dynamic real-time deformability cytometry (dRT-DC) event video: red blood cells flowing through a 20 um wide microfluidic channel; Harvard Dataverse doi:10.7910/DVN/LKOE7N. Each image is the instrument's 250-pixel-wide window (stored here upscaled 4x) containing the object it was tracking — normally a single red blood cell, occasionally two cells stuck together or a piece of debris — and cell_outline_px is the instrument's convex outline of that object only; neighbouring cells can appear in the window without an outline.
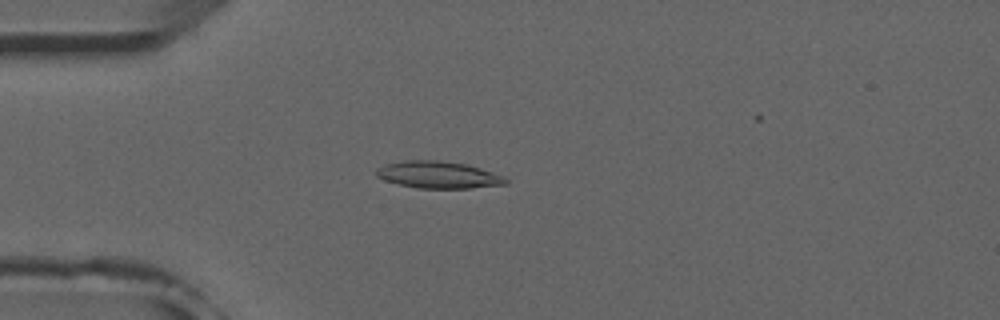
{"species": "common noctule bat (a hibernating species)", "species_latin": "Nyctalus noctula", "temperature_condition": "room temperature", "stored_images_in_passage": 47, "camera_frame_rate_fps": 3000, "um_per_image_px": 0.085, "animal": {"sex": "male", "forearm_length_mm": 52.5}, "frame": {"image": 1, "passage_image": 13, "time_ms": 4.0, "image_size_px": [1000, 320], "cell_outline_px": [[508, 184], [468, 188], [420, 188], [400, 184], [384, 180], [376, 176], [376, 168], [384, 164], [404, 160], [436, 160], [468, 164], [504, 176], [508, 180]], "centroid_in_image_um": [37.25, 14.85], "position_along_channel_um": 47.8, "area_um2": 20.35}}
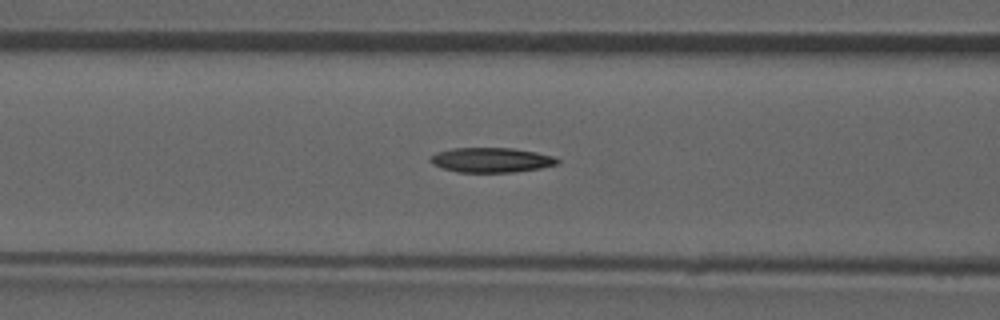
{"frame": {"image": 2, "passage_image": 20, "time_ms": 6.333, "image_size_px": [1000, 320], "cell_outline_px": [[560, 160], [556, 164], [540, 168], [512, 172], [456, 172], [432, 164], [428, 160], [428, 156], [436, 152], [452, 148], [512, 148], [536, 152], [552, 156]], "centroid_in_image_um": [41.69, 13.59], "position_along_channel_um": 124.9, "area_um2": 18.32}}
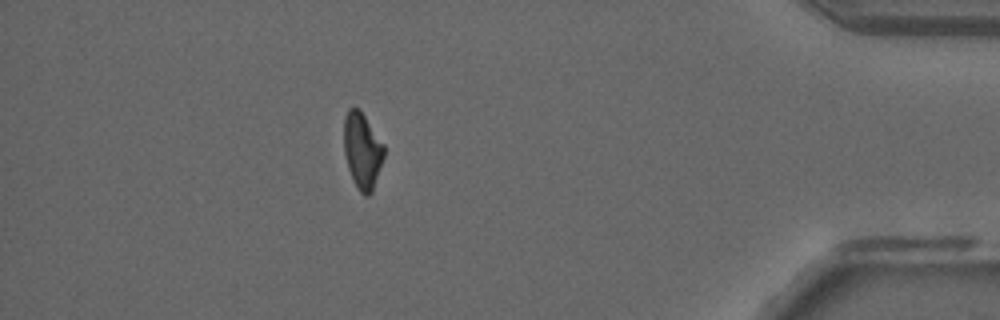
{"frame": {"image": 3, "passage_image": 45, "time_ms": 14.667, "image_size_px": [1000, 320], "cell_outline_px": [[384, 156], [372, 192], [368, 196], [364, 196], [360, 192], [352, 180], [348, 168], [344, 152], [344, 116], [348, 108], [356, 108], [364, 116], [384, 144]], "centroid_in_image_um": [30.78, 12.83], "position_along_channel_um": 404.4, "area_um2": 17.63}, "authors_computed_cell_mechanics": {"area_um2": 18.7272, "velocity_mm_per_s": 3.9316, "shape_relaxation_time_tau1_ms": 8.6969, "shape_relaxation_time_tau2_ms": null, "deformation_change_tau1": 0.212, "deformation_change_tau2": null}}